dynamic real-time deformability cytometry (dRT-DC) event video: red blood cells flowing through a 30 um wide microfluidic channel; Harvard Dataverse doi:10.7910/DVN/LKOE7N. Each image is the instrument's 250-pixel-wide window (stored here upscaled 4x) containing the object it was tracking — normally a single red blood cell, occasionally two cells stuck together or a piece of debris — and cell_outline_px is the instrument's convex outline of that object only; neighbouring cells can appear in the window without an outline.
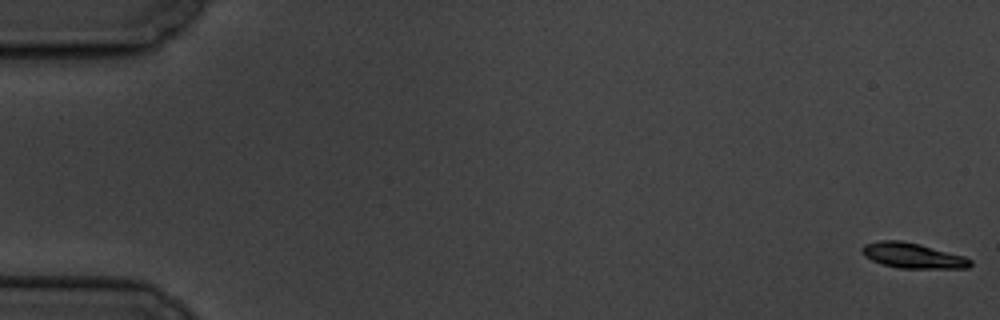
{"species": "common noctule bat (a hibernating species)", "species_latin": "Nyctalus noctula", "temperature_condition": "cold", "stored_images_in_passage": 5, "camera_frame_rate_fps": 3000, "um_per_image_px": 0.085, "animal": {"sex": "male", "body_mass_g": 19.5, "forearm_length_mm": 54.6}, "frame": {"image": 1, "passage_image": 1, "time_ms": 0.0, "image_size_px": [1000, 320], "cell_outline_px": [[972, 264], [968, 268], [900, 268], [884, 264], [872, 260], [864, 256], [860, 248], [864, 244], [880, 240], [900, 240], [920, 244], [964, 256], [972, 260]], "centroid_in_image_um": [77.57, 21.71], "position_along_channel_um": 7.4, "area_um2": 15.9}}
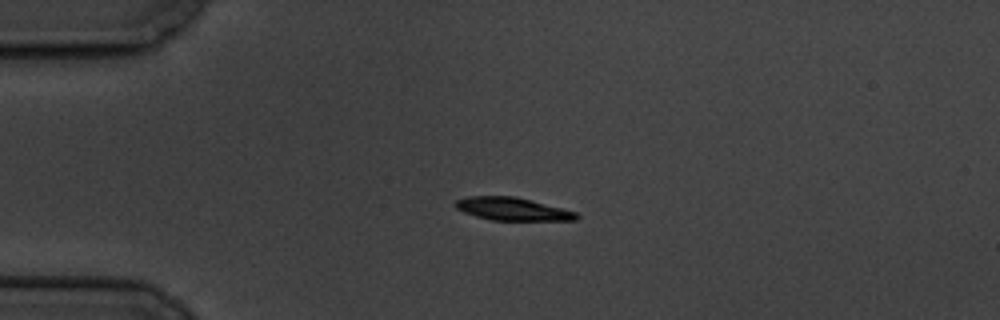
{"frame": {"image": 2, "passage_image": 5, "time_ms": 4.667, "image_size_px": [1000, 320], "cell_outline_px": [[580, 216], [576, 220], [492, 220], [476, 216], [464, 212], [456, 208], [452, 204], [456, 200], [468, 196], [516, 196], [576, 212]], "centroid_in_image_um": [43.52, 17.76], "position_along_channel_um": 41.5, "area_um2": 16.07}}